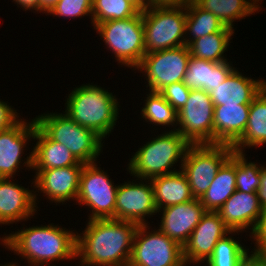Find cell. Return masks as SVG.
<instances>
[{
	"label": "cell",
	"mask_w": 266,
	"mask_h": 266,
	"mask_svg": "<svg viewBox=\"0 0 266 266\" xmlns=\"http://www.w3.org/2000/svg\"><path fill=\"white\" fill-rule=\"evenodd\" d=\"M234 69L227 61L215 63L191 56L183 83L191 90L204 89L209 93L222 84Z\"/></svg>",
	"instance_id": "obj_23"
},
{
	"label": "cell",
	"mask_w": 266,
	"mask_h": 266,
	"mask_svg": "<svg viewBox=\"0 0 266 266\" xmlns=\"http://www.w3.org/2000/svg\"><path fill=\"white\" fill-rule=\"evenodd\" d=\"M19 4L24 10H35L40 13V0H13Z\"/></svg>",
	"instance_id": "obj_41"
},
{
	"label": "cell",
	"mask_w": 266,
	"mask_h": 266,
	"mask_svg": "<svg viewBox=\"0 0 266 266\" xmlns=\"http://www.w3.org/2000/svg\"><path fill=\"white\" fill-rule=\"evenodd\" d=\"M190 57L188 46L183 45L145 54L137 69L148 77V90L160 92L169 84L183 81Z\"/></svg>",
	"instance_id": "obj_12"
},
{
	"label": "cell",
	"mask_w": 266,
	"mask_h": 266,
	"mask_svg": "<svg viewBox=\"0 0 266 266\" xmlns=\"http://www.w3.org/2000/svg\"><path fill=\"white\" fill-rule=\"evenodd\" d=\"M138 224L115 219L89 220L77 233L76 257L82 266H128Z\"/></svg>",
	"instance_id": "obj_1"
},
{
	"label": "cell",
	"mask_w": 266,
	"mask_h": 266,
	"mask_svg": "<svg viewBox=\"0 0 266 266\" xmlns=\"http://www.w3.org/2000/svg\"><path fill=\"white\" fill-rule=\"evenodd\" d=\"M191 144L176 129L164 132L144 144L132 156L128 164L131 176L138 179H151L156 176L175 173L179 170H171L173 165L181 160L184 161L185 154ZM171 168V169H170Z\"/></svg>",
	"instance_id": "obj_4"
},
{
	"label": "cell",
	"mask_w": 266,
	"mask_h": 266,
	"mask_svg": "<svg viewBox=\"0 0 266 266\" xmlns=\"http://www.w3.org/2000/svg\"><path fill=\"white\" fill-rule=\"evenodd\" d=\"M36 145L23 163L26 168L33 170H47L50 168H63L75 165H84L79 162L69 149L63 144L51 140L35 122Z\"/></svg>",
	"instance_id": "obj_19"
},
{
	"label": "cell",
	"mask_w": 266,
	"mask_h": 266,
	"mask_svg": "<svg viewBox=\"0 0 266 266\" xmlns=\"http://www.w3.org/2000/svg\"><path fill=\"white\" fill-rule=\"evenodd\" d=\"M234 29L225 26L221 31L195 39L188 45L190 55L215 63L228 61L223 55L227 51Z\"/></svg>",
	"instance_id": "obj_27"
},
{
	"label": "cell",
	"mask_w": 266,
	"mask_h": 266,
	"mask_svg": "<svg viewBox=\"0 0 266 266\" xmlns=\"http://www.w3.org/2000/svg\"><path fill=\"white\" fill-rule=\"evenodd\" d=\"M76 234L48 224L24 228L0 240L5 248L26 258L31 266H44L50 261L76 259Z\"/></svg>",
	"instance_id": "obj_2"
},
{
	"label": "cell",
	"mask_w": 266,
	"mask_h": 266,
	"mask_svg": "<svg viewBox=\"0 0 266 266\" xmlns=\"http://www.w3.org/2000/svg\"><path fill=\"white\" fill-rule=\"evenodd\" d=\"M36 125L53 141L63 144L81 163H94L100 155L103 139L67 114H41L34 118Z\"/></svg>",
	"instance_id": "obj_5"
},
{
	"label": "cell",
	"mask_w": 266,
	"mask_h": 266,
	"mask_svg": "<svg viewBox=\"0 0 266 266\" xmlns=\"http://www.w3.org/2000/svg\"><path fill=\"white\" fill-rule=\"evenodd\" d=\"M59 0H40V12L48 13Z\"/></svg>",
	"instance_id": "obj_42"
},
{
	"label": "cell",
	"mask_w": 266,
	"mask_h": 266,
	"mask_svg": "<svg viewBox=\"0 0 266 266\" xmlns=\"http://www.w3.org/2000/svg\"><path fill=\"white\" fill-rule=\"evenodd\" d=\"M225 25L221 20L211 12L200 8L194 1L186 7V29L189 34L185 39V45L199 37L221 31ZM190 32V33H189ZM191 34V35H190ZM193 36V37H191Z\"/></svg>",
	"instance_id": "obj_29"
},
{
	"label": "cell",
	"mask_w": 266,
	"mask_h": 266,
	"mask_svg": "<svg viewBox=\"0 0 266 266\" xmlns=\"http://www.w3.org/2000/svg\"><path fill=\"white\" fill-rule=\"evenodd\" d=\"M150 181L154 189V201L157 210L194 199L187 177L181 170L153 177Z\"/></svg>",
	"instance_id": "obj_24"
},
{
	"label": "cell",
	"mask_w": 266,
	"mask_h": 266,
	"mask_svg": "<svg viewBox=\"0 0 266 266\" xmlns=\"http://www.w3.org/2000/svg\"><path fill=\"white\" fill-rule=\"evenodd\" d=\"M7 104L0 100V132L12 128L22 120L21 118L18 119L19 116L16 110Z\"/></svg>",
	"instance_id": "obj_37"
},
{
	"label": "cell",
	"mask_w": 266,
	"mask_h": 266,
	"mask_svg": "<svg viewBox=\"0 0 266 266\" xmlns=\"http://www.w3.org/2000/svg\"><path fill=\"white\" fill-rule=\"evenodd\" d=\"M16 264H17V263H13V262L11 263V262H10V263H8V264L1 265V266H18V265H16Z\"/></svg>",
	"instance_id": "obj_45"
},
{
	"label": "cell",
	"mask_w": 266,
	"mask_h": 266,
	"mask_svg": "<svg viewBox=\"0 0 266 266\" xmlns=\"http://www.w3.org/2000/svg\"><path fill=\"white\" fill-rule=\"evenodd\" d=\"M119 63L137 68L146 54L142 11L136 16L108 20L95 28Z\"/></svg>",
	"instance_id": "obj_6"
},
{
	"label": "cell",
	"mask_w": 266,
	"mask_h": 266,
	"mask_svg": "<svg viewBox=\"0 0 266 266\" xmlns=\"http://www.w3.org/2000/svg\"><path fill=\"white\" fill-rule=\"evenodd\" d=\"M141 110L142 117L146 122L154 125L177 126L178 112L165 100L159 92L150 91Z\"/></svg>",
	"instance_id": "obj_31"
},
{
	"label": "cell",
	"mask_w": 266,
	"mask_h": 266,
	"mask_svg": "<svg viewBox=\"0 0 266 266\" xmlns=\"http://www.w3.org/2000/svg\"><path fill=\"white\" fill-rule=\"evenodd\" d=\"M204 10L218 17L225 26L233 29L235 20L245 19L250 14H255L260 8L251 0H194Z\"/></svg>",
	"instance_id": "obj_28"
},
{
	"label": "cell",
	"mask_w": 266,
	"mask_h": 266,
	"mask_svg": "<svg viewBox=\"0 0 266 266\" xmlns=\"http://www.w3.org/2000/svg\"><path fill=\"white\" fill-rule=\"evenodd\" d=\"M93 0H59L48 12L58 17L76 18L91 14Z\"/></svg>",
	"instance_id": "obj_34"
},
{
	"label": "cell",
	"mask_w": 266,
	"mask_h": 266,
	"mask_svg": "<svg viewBox=\"0 0 266 266\" xmlns=\"http://www.w3.org/2000/svg\"><path fill=\"white\" fill-rule=\"evenodd\" d=\"M214 103L204 89L191 90L178 111V131L191 145L213 144Z\"/></svg>",
	"instance_id": "obj_11"
},
{
	"label": "cell",
	"mask_w": 266,
	"mask_h": 266,
	"mask_svg": "<svg viewBox=\"0 0 266 266\" xmlns=\"http://www.w3.org/2000/svg\"><path fill=\"white\" fill-rule=\"evenodd\" d=\"M10 179L0 178V224L28 220L37 211L36 191L25 189Z\"/></svg>",
	"instance_id": "obj_17"
},
{
	"label": "cell",
	"mask_w": 266,
	"mask_h": 266,
	"mask_svg": "<svg viewBox=\"0 0 266 266\" xmlns=\"http://www.w3.org/2000/svg\"><path fill=\"white\" fill-rule=\"evenodd\" d=\"M217 212L231 231H253L261 216L262 207L257 193L236 190Z\"/></svg>",
	"instance_id": "obj_20"
},
{
	"label": "cell",
	"mask_w": 266,
	"mask_h": 266,
	"mask_svg": "<svg viewBox=\"0 0 266 266\" xmlns=\"http://www.w3.org/2000/svg\"><path fill=\"white\" fill-rule=\"evenodd\" d=\"M84 165L36 170L34 188L43 192L50 201L63 203L77 199L80 174Z\"/></svg>",
	"instance_id": "obj_16"
},
{
	"label": "cell",
	"mask_w": 266,
	"mask_h": 266,
	"mask_svg": "<svg viewBox=\"0 0 266 266\" xmlns=\"http://www.w3.org/2000/svg\"><path fill=\"white\" fill-rule=\"evenodd\" d=\"M251 1H253L257 5L258 3H260L259 1H262V0H251Z\"/></svg>",
	"instance_id": "obj_46"
},
{
	"label": "cell",
	"mask_w": 266,
	"mask_h": 266,
	"mask_svg": "<svg viewBox=\"0 0 266 266\" xmlns=\"http://www.w3.org/2000/svg\"><path fill=\"white\" fill-rule=\"evenodd\" d=\"M65 105V114L102 139L112 132L119 117V103L115 95L97 85L76 87L68 95Z\"/></svg>",
	"instance_id": "obj_3"
},
{
	"label": "cell",
	"mask_w": 266,
	"mask_h": 266,
	"mask_svg": "<svg viewBox=\"0 0 266 266\" xmlns=\"http://www.w3.org/2000/svg\"><path fill=\"white\" fill-rule=\"evenodd\" d=\"M255 241L253 254L261 255L266 258V208L262 209L261 216L259 217L253 231L250 233Z\"/></svg>",
	"instance_id": "obj_36"
},
{
	"label": "cell",
	"mask_w": 266,
	"mask_h": 266,
	"mask_svg": "<svg viewBox=\"0 0 266 266\" xmlns=\"http://www.w3.org/2000/svg\"><path fill=\"white\" fill-rule=\"evenodd\" d=\"M261 91L266 95V81L264 79L261 83Z\"/></svg>",
	"instance_id": "obj_44"
},
{
	"label": "cell",
	"mask_w": 266,
	"mask_h": 266,
	"mask_svg": "<svg viewBox=\"0 0 266 266\" xmlns=\"http://www.w3.org/2000/svg\"><path fill=\"white\" fill-rule=\"evenodd\" d=\"M143 180L140 179L139 183L128 181V183L118 185L115 220L145 225L148 224L145 217L157 214L152 182L147 179L144 184Z\"/></svg>",
	"instance_id": "obj_13"
},
{
	"label": "cell",
	"mask_w": 266,
	"mask_h": 266,
	"mask_svg": "<svg viewBox=\"0 0 266 266\" xmlns=\"http://www.w3.org/2000/svg\"><path fill=\"white\" fill-rule=\"evenodd\" d=\"M142 19L146 54L185 45L186 7L148 8Z\"/></svg>",
	"instance_id": "obj_7"
},
{
	"label": "cell",
	"mask_w": 266,
	"mask_h": 266,
	"mask_svg": "<svg viewBox=\"0 0 266 266\" xmlns=\"http://www.w3.org/2000/svg\"><path fill=\"white\" fill-rule=\"evenodd\" d=\"M134 6H136L140 11H145L148 9V0H129Z\"/></svg>",
	"instance_id": "obj_43"
},
{
	"label": "cell",
	"mask_w": 266,
	"mask_h": 266,
	"mask_svg": "<svg viewBox=\"0 0 266 266\" xmlns=\"http://www.w3.org/2000/svg\"><path fill=\"white\" fill-rule=\"evenodd\" d=\"M239 266H266V258L253 253L248 254Z\"/></svg>",
	"instance_id": "obj_40"
},
{
	"label": "cell",
	"mask_w": 266,
	"mask_h": 266,
	"mask_svg": "<svg viewBox=\"0 0 266 266\" xmlns=\"http://www.w3.org/2000/svg\"><path fill=\"white\" fill-rule=\"evenodd\" d=\"M266 144V95L261 91L251 102L249 117L241 138L232 146L235 152Z\"/></svg>",
	"instance_id": "obj_26"
},
{
	"label": "cell",
	"mask_w": 266,
	"mask_h": 266,
	"mask_svg": "<svg viewBox=\"0 0 266 266\" xmlns=\"http://www.w3.org/2000/svg\"><path fill=\"white\" fill-rule=\"evenodd\" d=\"M250 104L214 106L213 144L233 146L243 135Z\"/></svg>",
	"instance_id": "obj_21"
},
{
	"label": "cell",
	"mask_w": 266,
	"mask_h": 266,
	"mask_svg": "<svg viewBox=\"0 0 266 266\" xmlns=\"http://www.w3.org/2000/svg\"><path fill=\"white\" fill-rule=\"evenodd\" d=\"M194 0H148V8L187 7Z\"/></svg>",
	"instance_id": "obj_38"
},
{
	"label": "cell",
	"mask_w": 266,
	"mask_h": 266,
	"mask_svg": "<svg viewBox=\"0 0 266 266\" xmlns=\"http://www.w3.org/2000/svg\"><path fill=\"white\" fill-rule=\"evenodd\" d=\"M233 148L225 144L190 145L182 162L181 171L187 177L191 193L200 199L218 170L231 157Z\"/></svg>",
	"instance_id": "obj_8"
},
{
	"label": "cell",
	"mask_w": 266,
	"mask_h": 266,
	"mask_svg": "<svg viewBox=\"0 0 266 266\" xmlns=\"http://www.w3.org/2000/svg\"><path fill=\"white\" fill-rule=\"evenodd\" d=\"M35 120H21L12 128L0 132V178H13L21 162L28 139L34 138Z\"/></svg>",
	"instance_id": "obj_18"
},
{
	"label": "cell",
	"mask_w": 266,
	"mask_h": 266,
	"mask_svg": "<svg viewBox=\"0 0 266 266\" xmlns=\"http://www.w3.org/2000/svg\"><path fill=\"white\" fill-rule=\"evenodd\" d=\"M147 230V224L138 226L128 266H189L184 261L181 245L159 229Z\"/></svg>",
	"instance_id": "obj_9"
},
{
	"label": "cell",
	"mask_w": 266,
	"mask_h": 266,
	"mask_svg": "<svg viewBox=\"0 0 266 266\" xmlns=\"http://www.w3.org/2000/svg\"><path fill=\"white\" fill-rule=\"evenodd\" d=\"M231 157L236 161V190L257 193L260 186L261 166L247 162L245 153L233 151Z\"/></svg>",
	"instance_id": "obj_33"
},
{
	"label": "cell",
	"mask_w": 266,
	"mask_h": 266,
	"mask_svg": "<svg viewBox=\"0 0 266 266\" xmlns=\"http://www.w3.org/2000/svg\"><path fill=\"white\" fill-rule=\"evenodd\" d=\"M261 83L262 80L243 76L235 68L209 95L214 106L251 104L261 92Z\"/></svg>",
	"instance_id": "obj_22"
},
{
	"label": "cell",
	"mask_w": 266,
	"mask_h": 266,
	"mask_svg": "<svg viewBox=\"0 0 266 266\" xmlns=\"http://www.w3.org/2000/svg\"><path fill=\"white\" fill-rule=\"evenodd\" d=\"M95 163L84 164L76 201L88 206L89 220L115 219V204L118 186H114L106 172Z\"/></svg>",
	"instance_id": "obj_10"
},
{
	"label": "cell",
	"mask_w": 266,
	"mask_h": 266,
	"mask_svg": "<svg viewBox=\"0 0 266 266\" xmlns=\"http://www.w3.org/2000/svg\"><path fill=\"white\" fill-rule=\"evenodd\" d=\"M191 89L185 86L183 81L169 84L159 93L178 112L186 104Z\"/></svg>",
	"instance_id": "obj_35"
},
{
	"label": "cell",
	"mask_w": 266,
	"mask_h": 266,
	"mask_svg": "<svg viewBox=\"0 0 266 266\" xmlns=\"http://www.w3.org/2000/svg\"><path fill=\"white\" fill-rule=\"evenodd\" d=\"M235 232L240 231H231L217 211H206L183 246L186 265L206 262L212 256L216 243L225 235Z\"/></svg>",
	"instance_id": "obj_14"
},
{
	"label": "cell",
	"mask_w": 266,
	"mask_h": 266,
	"mask_svg": "<svg viewBox=\"0 0 266 266\" xmlns=\"http://www.w3.org/2000/svg\"><path fill=\"white\" fill-rule=\"evenodd\" d=\"M248 249L225 235L215 245L212 256L206 261L207 266H239L249 254Z\"/></svg>",
	"instance_id": "obj_32"
},
{
	"label": "cell",
	"mask_w": 266,
	"mask_h": 266,
	"mask_svg": "<svg viewBox=\"0 0 266 266\" xmlns=\"http://www.w3.org/2000/svg\"><path fill=\"white\" fill-rule=\"evenodd\" d=\"M162 209L158 210V213L163 211L158 229L182 247L186 244L192 231L206 212L204 206L197 198Z\"/></svg>",
	"instance_id": "obj_15"
},
{
	"label": "cell",
	"mask_w": 266,
	"mask_h": 266,
	"mask_svg": "<svg viewBox=\"0 0 266 266\" xmlns=\"http://www.w3.org/2000/svg\"><path fill=\"white\" fill-rule=\"evenodd\" d=\"M140 10L129 0H93L92 21L94 28L108 20H120L136 16Z\"/></svg>",
	"instance_id": "obj_30"
},
{
	"label": "cell",
	"mask_w": 266,
	"mask_h": 266,
	"mask_svg": "<svg viewBox=\"0 0 266 266\" xmlns=\"http://www.w3.org/2000/svg\"><path fill=\"white\" fill-rule=\"evenodd\" d=\"M236 191V161L230 157L218 170L205 194L199 199L206 211H218Z\"/></svg>",
	"instance_id": "obj_25"
},
{
	"label": "cell",
	"mask_w": 266,
	"mask_h": 266,
	"mask_svg": "<svg viewBox=\"0 0 266 266\" xmlns=\"http://www.w3.org/2000/svg\"><path fill=\"white\" fill-rule=\"evenodd\" d=\"M257 197L262 209L266 208V167L261 165L260 186L257 190Z\"/></svg>",
	"instance_id": "obj_39"
}]
</instances>
